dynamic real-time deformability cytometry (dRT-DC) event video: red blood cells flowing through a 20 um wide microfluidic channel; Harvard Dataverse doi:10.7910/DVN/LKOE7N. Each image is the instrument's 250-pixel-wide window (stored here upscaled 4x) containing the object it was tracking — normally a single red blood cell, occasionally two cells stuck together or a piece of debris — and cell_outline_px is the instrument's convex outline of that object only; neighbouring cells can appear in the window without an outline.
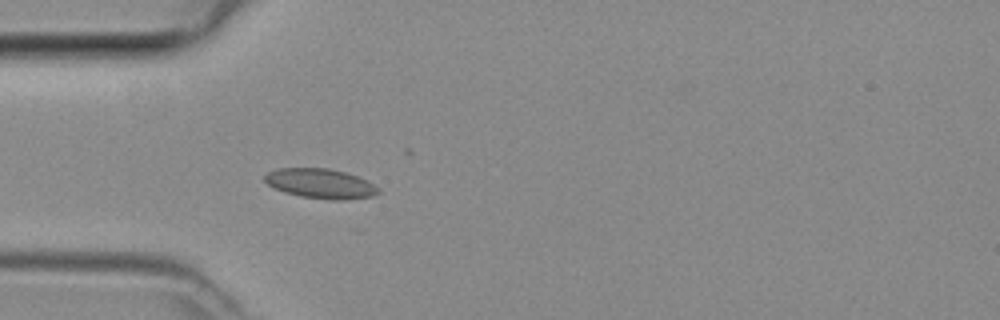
{"species": "common noctule bat (a hibernating species)", "species_latin": "Nyctalus noctula", "temperature_condition": "room temperature", "stored_images_in_passage": 4, "camera_frame_rate_fps": 3000, "um_per_image_px": 0.085, "animal": {"sex": "female", "body_mass_g": 29.2, "forearm_length_mm": 56.3}, "frame": {"image": 1, "passage_image": 4, "time_ms": 1.0, "image_size_px": [1000, 320], "cell_outline_px": [[380, 192], [372, 196], [344, 200], [328, 200], [300, 196], [284, 192], [268, 184], [264, 180], [264, 176], [268, 172], [276, 168], [328, 168], [344, 172], [368, 180], [380, 188]], "centroid_in_image_um": [27.26, 15.61], "position_along_channel_um": 57.7, "area_um2": 19.77}}